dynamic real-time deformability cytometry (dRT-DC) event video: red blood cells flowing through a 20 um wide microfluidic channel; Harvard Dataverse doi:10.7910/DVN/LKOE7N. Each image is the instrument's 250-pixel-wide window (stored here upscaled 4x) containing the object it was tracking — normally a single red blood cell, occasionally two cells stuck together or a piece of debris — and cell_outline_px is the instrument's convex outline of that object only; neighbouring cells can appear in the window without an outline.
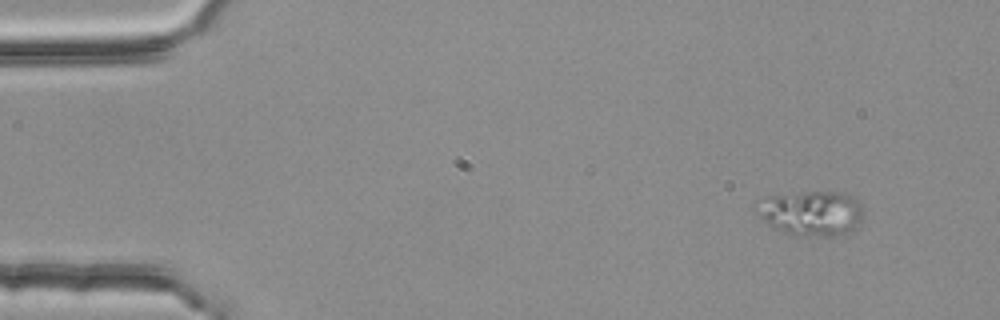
{"species": "common noctule bat (a hibernating species)", "species_latin": "Nyctalus noctula", "temperature_condition": "room temperature", "stored_images_in_passage": 6, "camera_frame_rate_fps": 3000, "um_per_image_px": 0.085, "animal": {"sex": "female", "body_mass_g": 25.1}, "frame": {"image": 1, "passage_image": 1, "time_ms": 0.0, "image_size_px": [1000, 320], "cell_outline_px": [[864, 216], [848, 232], [832, 236], [804, 236], [772, 228], [760, 216], [752, 204], [764, 196], [812, 192], [844, 192], [856, 200], [860, 204]], "centroid_in_image_um": [68.91, 18.1], "position_along_channel_um": 16.1, "area_um2": 27.8}}
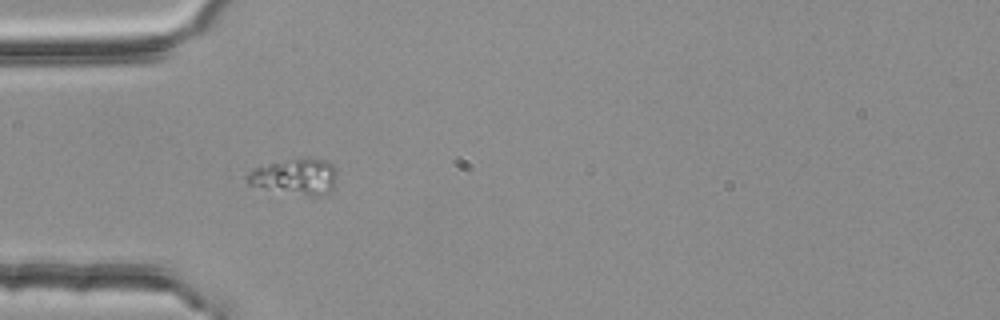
{"frame": {"image": 2, "passage_image": 4, "time_ms": 1.0, "image_size_px": [1000, 320], "cell_outline_px": [[336, 176], [332, 188], [328, 192], [320, 196], [308, 196], [248, 184], [240, 176], [252, 168], [296, 156], [324, 160], [332, 164], [336, 172]], "centroid_in_image_um": [25.02, 14.97], "position_along_channel_um": 60.0, "area_um2": 19.13}}